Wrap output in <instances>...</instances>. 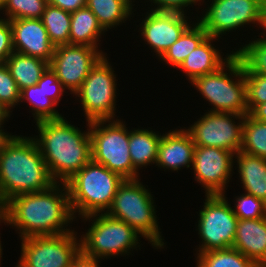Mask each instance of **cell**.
<instances>
[{"mask_svg": "<svg viewBox=\"0 0 266 267\" xmlns=\"http://www.w3.org/2000/svg\"><path fill=\"white\" fill-rule=\"evenodd\" d=\"M12 111L6 108L2 103H0V126L6 123L7 119H10Z\"/></svg>", "mask_w": 266, "mask_h": 267, "instance_id": "cell-42", "label": "cell"}, {"mask_svg": "<svg viewBox=\"0 0 266 267\" xmlns=\"http://www.w3.org/2000/svg\"><path fill=\"white\" fill-rule=\"evenodd\" d=\"M104 30L98 23L96 16L87 7H82L71 13L70 44L99 48L100 38Z\"/></svg>", "mask_w": 266, "mask_h": 267, "instance_id": "cell-22", "label": "cell"}, {"mask_svg": "<svg viewBox=\"0 0 266 267\" xmlns=\"http://www.w3.org/2000/svg\"><path fill=\"white\" fill-rule=\"evenodd\" d=\"M133 0H87L86 6L96 16L98 23L103 30L108 31L122 25L125 21L132 17ZM131 15V16H130Z\"/></svg>", "mask_w": 266, "mask_h": 267, "instance_id": "cell-25", "label": "cell"}, {"mask_svg": "<svg viewBox=\"0 0 266 267\" xmlns=\"http://www.w3.org/2000/svg\"><path fill=\"white\" fill-rule=\"evenodd\" d=\"M258 3L264 10H266V0H258Z\"/></svg>", "mask_w": 266, "mask_h": 267, "instance_id": "cell-46", "label": "cell"}, {"mask_svg": "<svg viewBox=\"0 0 266 267\" xmlns=\"http://www.w3.org/2000/svg\"><path fill=\"white\" fill-rule=\"evenodd\" d=\"M232 247L258 267H266V217L238 219Z\"/></svg>", "mask_w": 266, "mask_h": 267, "instance_id": "cell-19", "label": "cell"}, {"mask_svg": "<svg viewBox=\"0 0 266 267\" xmlns=\"http://www.w3.org/2000/svg\"><path fill=\"white\" fill-rule=\"evenodd\" d=\"M102 49L84 45H59L54 49L49 67L64 88L73 94L80 88L91 69L104 56Z\"/></svg>", "mask_w": 266, "mask_h": 267, "instance_id": "cell-14", "label": "cell"}, {"mask_svg": "<svg viewBox=\"0 0 266 267\" xmlns=\"http://www.w3.org/2000/svg\"><path fill=\"white\" fill-rule=\"evenodd\" d=\"M208 36L203 26L198 21L197 23L195 21V24L190 25L159 60L169 64L171 67L178 68L187 56Z\"/></svg>", "mask_w": 266, "mask_h": 267, "instance_id": "cell-26", "label": "cell"}, {"mask_svg": "<svg viewBox=\"0 0 266 267\" xmlns=\"http://www.w3.org/2000/svg\"><path fill=\"white\" fill-rule=\"evenodd\" d=\"M73 231L21 239V257L15 267H71L79 254L80 238Z\"/></svg>", "mask_w": 266, "mask_h": 267, "instance_id": "cell-11", "label": "cell"}, {"mask_svg": "<svg viewBox=\"0 0 266 267\" xmlns=\"http://www.w3.org/2000/svg\"><path fill=\"white\" fill-rule=\"evenodd\" d=\"M184 128L162 134L155 166L177 172L183 167L188 169L192 166L195 144L191 134Z\"/></svg>", "mask_w": 266, "mask_h": 267, "instance_id": "cell-18", "label": "cell"}, {"mask_svg": "<svg viewBox=\"0 0 266 267\" xmlns=\"http://www.w3.org/2000/svg\"><path fill=\"white\" fill-rule=\"evenodd\" d=\"M234 156L228 150L195 145L192 168L205 195H225L233 175Z\"/></svg>", "mask_w": 266, "mask_h": 267, "instance_id": "cell-15", "label": "cell"}, {"mask_svg": "<svg viewBox=\"0 0 266 267\" xmlns=\"http://www.w3.org/2000/svg\"><path fill=\"white\" fill-rule=\"evenodd\" d=\"M14 52L12 28L9 20L0 18V64H5L6 59Z\"/></svg>", "mask_w": 266, "mask_h": 267, "instance_id": "cell-37", "label": "cell"}, {"mask_svg": "<svg viewBox=\"0 0 266 267\" xmlns=\"http://www.w3.org/2000/svg\"><path fill=\"white\" fill-rule=\"evenodd\" d=\"M210 3L196 19L210 37L221 38L223 34L251 23L260 28L264 9L258 0H212Z\"/></svg>", "mask_w": 266, "mask_h": 267, "instance_id": "cell-12", "label": "cell"}, {"mask_svg": "<svg viewBox=\"0 0 266 267\" xmlns=\"http://www.w3.org/2000/svg\"><path fill=\"white\" fill-rule=\"evenodd\" d=\"M249 115L255 120L266 122V102L257 105Z\"/></svg>", "mask_w": 266, "mask_h": 267, "instance_id": "cell-41", "label": "cell"}, {"mask_svg": "<svg viewBox=\"0 0 266 267\" xmlns=\"http://www.w3.org/2000/svg\"><path fill=\"white\" fill-rule=\"evenodd\" d=\"M191 84L213 106L210 111L249 114L243 63L236 53L218 70L195 78Z\"/></svg>", "mask_w": 266, "mask_h": 267, "instance_id": "cell-6", "label": "cell"}, {"mask_svg": "<svg viewBox=\"0 0 266 267\" xmlns=\"http://www.w3.org/2000/svg\"><path fill=\"white\" fill-rule=\"evenodd\" d=\"M244 120V115L208 110L186 130L197 146L215 147L237 154L242 147Z\"/></svg>", "mask_w": 266, "mask_h": 267, "instance_id": "cell-13", "label": "cell"}, {"mask_svg": "<svg viewBox=\"0 0 266 267\" xmlns=\"http://www.w3.org/2000/svg\"><path fill=\"white\" fill-rule=\"evenodd\" d=\"M43 90L45 91L46 97L53 100L57 105L63 93L66 91L50 67L43 73Z\"/></svg>", "mask_w": 266, "mask_h": 267, "instance_id": "cell-36", "label": "cell"}, {"mask_svg": "<svg viewBox=\"0 0 266 267\" xmlns=\"http://www.w3.org/2000/svg\"><path fill=\"white\" fill-rule=\"evenodd\" d=\"M115 119L90 122L92 160L119 174L123 179H137L140 173L131 162L127 124L123 120Z\"/></svg>", "mask_w": 266, "mask_h": 267, "instance_id": "cell-8", "label": "cell"}, {"mask_svg": "<svg viewBox=\"0 0 266 267\" xmlns=\"http://www.w3.org/2000/svg\"><path fill=\"white\" fill-rule=\"evenodd\" d=\"M104 55L91 69L80 88L74 93L84 111L87 122L113 120L116 117L117 79Z\"/></svg>", "mask_w": 266, "mask_h": 267, "instance_id": "cell-9", "label": "cell"}, {"mask_svg": "<svg viewBox=\"0 0 266 267\" xmlns=\"http://www.w3.org/2000/svg\"><path fill=\"white\" fill-rule=\"evenodd\" d=\"M2 214L6 224L19 231L20 239L71 232L68 225L77 218L66 183L57 182L46 190L12 197L2 206Z\"/></svg>", "mask_w": 266, "mask_h": 267, "instance_id": "cell-1", "label": "cell"}, {"mask_svg": "<svg viewBox=\"0 0 266 267\" xmlns=\"http://www.w3.org/2000/svg\"><path fill=\"white\" fill-rule=\"evenodd\" d=\"M3 216L2 214V204L0 203V218Z\"/></svg>", "mask_w": 266, "mask_h": 267, "instance_id": "cell-48", "label": "cell"}, {"mask_svg": "<svg viewBox=\"0 0 266 267\" xmlns=\"http://www.w3.org/2000/svg\"><path fill=\"white\" fill-rule=\"evenodd\" d=\"M239 178L244 192L262 199L266 203V159L243 151L235 154Z\"/></svg>", "mask_w": 266, "mask_h": 267, "instance_id": "cell-21", "label": "cell"}, {"mask_svg": "<svg viewBox=\"0 0 266 267\" xmlns=\"http://www.w3.org/2000/svg\"><path fill=\"white\" fill-rule=\"evenodd\" d=\"M20 91L37 84L49 63L28 55L13 52L5 62Z\"/></svg>", "mask_w": 266, "mask_h": 267, "instance_id": "cell-24", "label": "cell"}, {"mask_svg": "<svg viewBox=\"0 0 266 267\" xmlns=\"http://www.w3.org/2000/svg\"><path fill=\"white\" fill-rule=\"evenodd\" d=\"M161 134L149 129H133L129 131V152L133 167L139 169L156 164Z\"/></svg>", "mask_w": 266, "mask_h": 267, "instance_id": "cell-23", "label": "cell"}, {"mask_svg": "<svg viewBox=\"0 0 266 267\" xmlns=\"http://www.w3.org/2000/svg\"><path fill=\"white\" fill-rule=\"evenodd\" d=\"M14 52L50 63L55 46L51 43L41 19H12Z\"/></svg>", "mask_w": 266, "mask_h": 267, "instance_id": "cell-17", "label": "cell"}, {"mask_svg": "<svg viewBox=\"0 0 266 267\" xmlns=\"http://www.w3.org/2000/svg\"><path fill=\"white\" fill-rule=\"evenodd\" d=\"M56 182L33 136L11 135L0 148V203L40 192Z\"/></svg>", "mask_w": 266, "mask_h": 267, "instance_id": "cell-3", "label": "cell"}, {"mask_svg": "<svg viewBox=\"0 0 266 267\" xmlns=\"http://www.w3.org/2000/svg\"><path fill=\"white\" fill-rule=\"evenodd\" d=\"M7 0H0V8L3 6V4L6 2Z\"/></svg>", "mask_w": 266, "mask_h": 267, "instance_id": "cell-47", "label": "cell"}, {"mask_svg": "<svg viewBox=\"0 0 266 267\" xmlns=\"http://www.w3.org/2000/svg\"><path fill=\"white\" fill-rule=\"evenodd\" d=\"M124 180L104 165L93 160L88 162L66 182L74 217L77 213L79 218L95 213H106Z\"/></svg>", "mask_w": 266, "mask_h": 267, "instance_id": "cell-4", "label": "cell"}, {"mask_svg": "<svg viewBox=\"0 0 266 267\" xmlns=\"http://www.w3.org/2000/svg\"><path fill=\"white\" fill-rule=\"evenodd\" d=\"M196 256V267H258L233 247L203 252Z\"/></svg>", "mask_w": 266, "mask_h": 267, "instance_id": "cell-29", "label": "cell"}, {"mask_svg": "<svg viewBox=\"0 0 266 267\" xmlns=\"http://www.w3.org/2000/svg\"><path fill=\"white\" fill-rule=\"evenodd\" d=\"M47 2L70 13L85 7L87 4V0H47Z\"/></svg>", "mask_w": 266, "mask_h": 267, "instance_id": "cell-39", "label": "cell"}, {"mask_svg": "<svg viewBox=\"0 0 266 267\" xmlns=\"http://www.w3.org/2000/svg\"><path fill=\"white\" fill-rule=\"evenodd\" d=\"M235 51L243 63L244 71L266 76V40L255 38L244 46L241 44Z\"/></svg>", "mask_w": 266, "mask_h": 267, "instance_id": "cell-31", "label": "cell"}, {"mask_svg": "<svg viewBox=\"0 0 266 267\" xmlns=\"http://www.w3.org/2000/svg\"><path fill=\"white\" fill-rule=\"evenodd\" d=\"M41 21L48 33L51 43L56 47L70 44L71 13L47 4Z\"/></svg>", "mask_w": 266, "mask_h": 267, "instance_id": "cell-28", "label": "cell"}, {"mask_svg": "<svg viewBox=\"0 0 266 267\" xmlns=\"http://www.w3.org/2000/svg\"><path fill=\"white\" fill-rule=\"evenodd\" d=\"M240 151L266 159V122L245 115Z\"/></svg>", "mask_w": 266, "mask_h": 267, "instance_id": "cell-30", "label": "cell"}, {"mask_svg": "<svg viewBox=\"0 0 266 267\" xmlns=\"http://www.w3.org/2000/svg\"><path fill=\"white\" fill-rule=\"evenodd\" d=\"M28 102L31 106V112L35 122L41 120L60 119L64 116L61 115L57 108V104L46 97L43 90V74L37 84L22 89L20 92V103Z\"/></svg>", "mask_w": 266, "mask_h": 267, "instance_id": "cell-27", "label": "cell"}, {"mask_svg": "<svg viewBox=\"0 0 266 267\" xmlns=\"http://www.w3.org/2000/svg\"><path fill=\"white\" fill-rule=\"evenodd\" d=\"M4 126H0V148L3 146L4 142L12 135L11 133L5 132Z\"/></svg>", "mask_w": 266, "mask_h": 267, "instance_id": "cell-43", "label": "cell"}, {"mask_svg": "<svg viewBox=\"0 0 266 267\" xmlns=\"http://www.w3.org/2000/svg\"><path fill=\"white\" fill-rule=\"evenodd\" d=\"M89 124L85 132L64 117L36 122L33 138L55 182L66 183L92 160Z\"/></svg>", "mask_w": 266, "mask_h": 267, "instance_id": "cell-2", "label": "cell"}, {"mask_svg": "<svg viewBox=\"0 0 266 267\" xmlns=\"http://www.w3.org/2000/svg\"><path fill=\"white\" fill-rule=\"evenodd\" d=\"M99 260L100 259L98 258L86 256L80 251L79 254L73 259L71 267H99Z\"/></svg>", "mask_w": 266, "mask_h": 267, "instance_id": "cell-40", "label": "cell"}, {"mask_svg": "<svg viewBox=\"0 0 266 267\" xmlns=\"http://www.w3.org/2000/svg\"><path fill=\"white\" fill-rule=\"evenodd\" d=\"M82 218L81 220L92 221L88 231L80 237V249L86 256L102 260L126 256L131 254V249H140L138 241L142 236L122 220L106 213H95Z\"/></svg>", "mask_w": 266, "mask_h": 267, "instance_id": "cell-7", "label": "cell"}, {"mask_svg": "<svg viewBox=\"0 0 266 267\" xmlns=\"http://www.w3.org/2000/svg\"><path fill=\"white\" fill-rule=\"evenodd\" d=\"M1 223H4L6 225V221H5L3 216L0 218V224ZM0 239H1V237H0ZM2 250H3V247H2V243L0 241V266H1V258H2V254H3Z\"/></svg>", "mask_w": 266, "mask_h": 267, "instance_id": "cell-45", "label": "cell"}, {"mask_svg": "<svg viewBox=\"0 0 266 267\" xmlns=\"http://www.w3.org/2000/svg\"><path fill=\"white\" fill-rule=\"evenodd\" d=\"M140 178L125 179L117 189L111 207L106 214L130 225L155 249L165 246L158 224L151 191Z\"/></svg>", "mask_w": 266, "mask_h": 267, "instance_id": "cell-5", "label": "cell"}, {"mask_svg": "<svg viewBox=\"0 0 266 267\" xmlns=\"http://www.w3.org/2000/svg\"><path fill=\"white\" fill-rule=\"evenodd\" d=\"M261 28H263L262 30H264L265 32V34H266V10H264V12H263V14H262V20H261ZM264 33H261V34H263V35H261V39L262 40H266V35L264 34ZM265 36V37H264Z\"/></svg>", "mask_w": 266, "mask_h": 267, "instance_id": "cell-44", "label": "cell"}, {"mask_svg": "<svg viewBox=\"0 0 266 267\" xmlns=\"http://www.w3.org/2000/svg\"><path fill=\"white\" fill-rule=\"evenodd\" d=\"M246 84V103L250 113L257 105L266 102V76L244 71Z\"/></svg>", "mask_w": 266, "mask_h": 267, "instance_id": "cell-34", "label": "cell"}, {"mask_svg": "<svg viewBox=\"0 0 266 267\" xmlns=\"http://www.w3.org/2000/svg\"><path fill=\"white\" fill-rule=\"evenodd\" d=\"M152 3H154V7L150 10L154 11H168V12H181L186 13L185 7H189L197 4H200L203 0H148Z\"/></svg>", "mask_w": 266, "mask_h": 267, "instance_id": "cell-38", "label": "cell"}, {"mask_svg": "<svg viewBox=\"0 0 266 267\" xmlns=\"http://www.w3.org/2000/svg\"><path fill=\"white\" fill-rule=\"evenodd\" d=\"M215 40L218 41L217 38L208 36L178 67L187 76L190 83L199 76L215 72L235 53L232 50V54H226V57L223 58L221 50H218L212 43Z\"/></svg>", "mask_w": 266, "mask_h": 267, "instance_id": "cell-20", "label": "cell"}, {"mask_svg": "<svg viewBox=\"0 0 266 267\" xmlns=\"http://www.w3.org/2000/svg\"><path fill=\"white\" fill-rule=\"evenodd\" d=\"M225 195H205L197 231L201 245L196 254L233 246L238 218ZM229 203V204H228Z\"/></svg>", "mask_w": 266, "mask_h": 267, "instance_id": "cell-10", "label": "cell"}, {"mask_svg": "<svg viewBox=\"0 0 266 267\" xmlns=\"http://www.w3.org/2000/svg\"><path fill=\"white\" fill-rule=\"evenodd\" d=\"M187 13L148 10L141 22L142 39L160 59L192 24Z\"/></svg>", "mask_w": 266, "mask_h": 267, "instance_id": "cell-16", "label": "cell"}, {"mask_svg": "<svg viewBox=\"0 0 266 267\" xmlns=\"http://www.w3.org/2000/svg\"><path fill=\"white\" fill-rule=\"evenodd\" d=\"M47 0H7L0 8L6 16L3 19H41Z\"/></svg>", "mask_w": 266, "mask_h": 267, "instance_id": "cell-32", "label": "cell"}, {"mask_svg": "<svg viewBox=\"0 0 266 267\" xmlns=\"http://www.w3.org/2000/svg\"><path fill=\"white\" fill-rule=\"evenodd\" d=\"M235 200L236 203L232 210L238 219L248 220L266 217V203L262 199L243 193Z\"/></svg>", "mask_w": 266, "mask_h": 267, "instance_id": "cell-33", "label": "cell"}, {"mask_svg": "<svg viewBox=\"0 0 266 267\" xmlns=\"http://www.w3.org/2000/svg\"><path fill=\"white\" fill-rule=\"evenodd\" d=\"M20 92L8 67L0 64V103L11 111L20 104Z\"/></svg>", "mask_w": 266, "mask_h": 267, "instance_id": "cell-35", "label": "cell"}]
</instances>
